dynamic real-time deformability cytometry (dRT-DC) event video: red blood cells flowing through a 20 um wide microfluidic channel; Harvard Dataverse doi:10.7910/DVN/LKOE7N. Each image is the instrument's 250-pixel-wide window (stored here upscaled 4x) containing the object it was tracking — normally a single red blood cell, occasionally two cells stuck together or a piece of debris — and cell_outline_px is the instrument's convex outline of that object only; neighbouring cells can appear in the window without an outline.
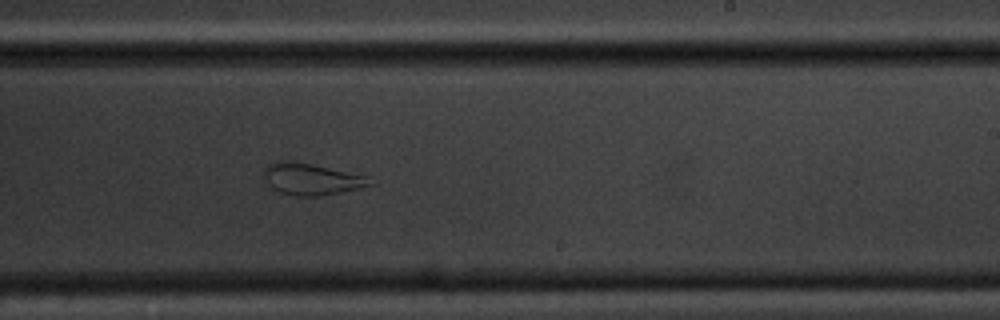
{"species": "common noctule bat (a hibernating species)", "species_latin": "Nyctalus noctula", "temperature_condition": "cold", "stored_images_in_passage": 9, "camera_frame_rate_fps": 3000, "um_per_image_px": 0.085, "animal": {"sex": "male", "body_mass_g": 20.1, "forearm_length_mm": 53.5}, "frame": {"image": 1, "passage_image": 9, "time_ms": 9.0, "image_size_px": [1000, 320], "cell_outline_px": [[372, 184], [360, 188], [320, 196], [296, 196], [280, 192], [272, 188], [260, 176], [264, 168], [268, 164], [276, 160], [292, 160], [312, 164], [368, 176]], "centroid_in_image_um": [26.38, 15.2], "position_along_channel_um": 262.6, "area_um2": 19.77}}